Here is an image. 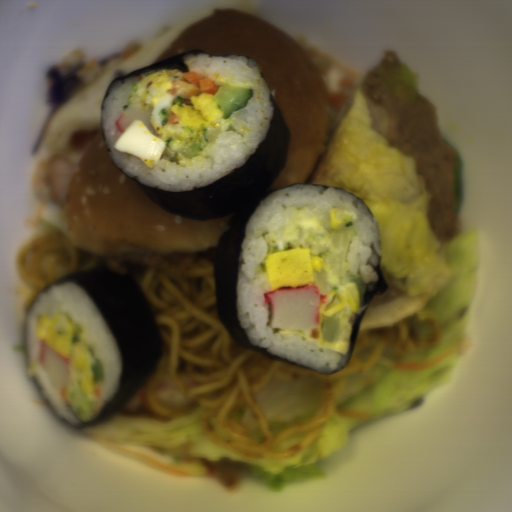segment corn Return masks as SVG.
I'll use <instances>...</instances> for the list:
<instances>
[{
  "label": "corn",
  "mask_w": 512,
  "mask_h": 512,
  "mask_svg": "<svg viewBox=\"0 0 512 512\" xmlns=\"http://www.w3.org/2000/svg\"><path fill=\"white\" fill-rule=\"evenodd\" d=\"M325 295L326 303L319 306V312L325 318L335 316L346 306L356 312L361 308L360 292L355 282H347L339 291L334 288Z\"/></svg>",
  "instance_id": "51d56268"
},
{
  "label": "corn",
  "mask_w": 512,
  "mask_h": 512,
  "mask_svg": "<svg viewBox=\"0 0 512 512\" xmlns=\"http://www.w3.org/2000/svg\"><path fill=\"white\" fill-rule=\"evenodd\" d=\"M357 219L354 210L345 207L329 208V225L330 228L341 226Z\"/></svg>",
  "instance_id": "f1292c28"
},
{
  "label": "corn",
  "mask_w": 512,
  "mask_h": 512,
  "mask_svg": "<svg viewBox=\"0 0 512 512\" xmlns=\"http://www.w3.org/2000/svg\"><path fill=\"white\" fill-rule=\"evenodd\" d=\"M310 258H311V266H312V270L316 271V272H320L323 270L324 268V265H325V258H322V257H319V256H315V255H311L310 254Z\"/></svg>",
  "instance_id": "5cfa1b94"
}]
</instances>
